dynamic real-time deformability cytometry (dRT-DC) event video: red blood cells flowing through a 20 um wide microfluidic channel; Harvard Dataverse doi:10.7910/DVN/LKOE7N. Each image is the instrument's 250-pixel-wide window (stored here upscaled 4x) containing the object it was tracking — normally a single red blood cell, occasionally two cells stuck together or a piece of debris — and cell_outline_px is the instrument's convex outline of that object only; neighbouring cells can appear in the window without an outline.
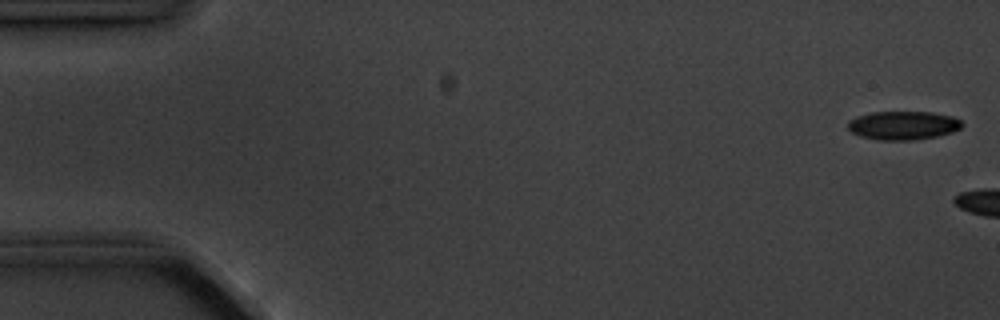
{"species": "common noctule bat (a hibernating species)", "species_latin": "Nyctalus noctula", "temperature_condition": "cold", "stored_images_in_passage": 3, "camera_frame_rate_fps": 3000, "um_per_image_px": 0.085, "animal": {"sex": "male", "body_mass_g": 20.1, "forearm_length_mm": 53.5}, "frame": {"image": 1, "passage_image": 1, "time_ms": 0.0, "image_size_px": [1000, 320], "cell_outline_px": [[964, 124], [960, 128], [952, 132], [936, 136], [912, 140], [876, 140], [860, 136], [852, 132], [848, 128], [848, 120], [856, 116], [872, 112], [932, 112], [952, 116], [960, 120]], "centroid_in_image_um": [76.75, 10.65], "position_along_channel_um": 8.3, "area_um2": 19.07}}